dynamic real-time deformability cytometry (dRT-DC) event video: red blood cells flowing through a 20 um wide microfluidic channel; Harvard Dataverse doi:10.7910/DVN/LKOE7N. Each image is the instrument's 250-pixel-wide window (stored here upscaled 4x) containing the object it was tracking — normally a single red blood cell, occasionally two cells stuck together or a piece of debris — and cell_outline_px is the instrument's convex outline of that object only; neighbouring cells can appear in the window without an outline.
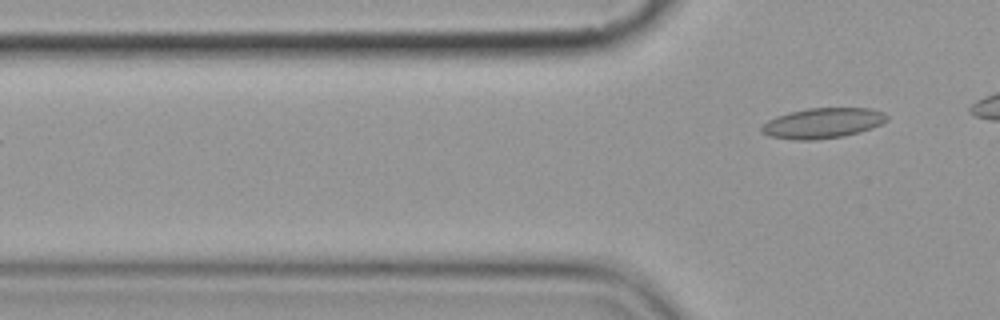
{"species": "common noctule bat (a hibernating species)", "species_latin": "Nyctalus noctula", "temperature_condition": "cold", "stored_images_in_passage": 2, "camera_frame_rate_fps": 3000, "um_per_image_px": 0.085, "animal": {"sex": "female", "body_mass_g": 19.9}, "frame": {"image": 1, "passage_image": 2, "time_ms": 1.333, "image_size_px": [1000, 320], "cell_outline_px": [[888, 120], [872, 128], [860, 132], [844, 136], [812, 140], [796, 140], [768, 136], [760, 132], [760, 124], [776, 116], [788, 112], [808, 108], [872, 108], [884, 112], [888, 116]], "centroid_in_image_um": [69.9, 10.46], "position_along_channel_um": 55.9, "area_um2": 22.43}}